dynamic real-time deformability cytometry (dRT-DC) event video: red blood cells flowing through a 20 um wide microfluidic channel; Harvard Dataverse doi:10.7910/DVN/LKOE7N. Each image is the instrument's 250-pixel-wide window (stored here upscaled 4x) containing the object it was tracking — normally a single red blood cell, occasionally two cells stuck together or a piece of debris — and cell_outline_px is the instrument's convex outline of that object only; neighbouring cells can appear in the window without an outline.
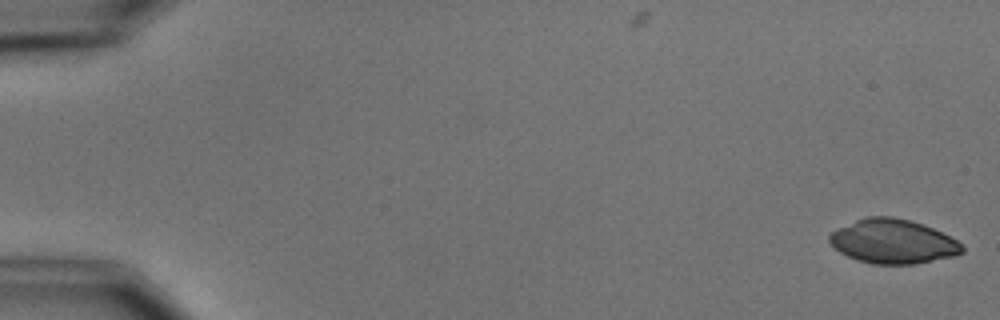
{"species": "common noctule bat (a hibernating species)", "species_latin": "Nyctalus noctula", "temperature_condition": "cold", "stored_images_in_passage": 5, "camera_frame_rate_fps": 3000, "um_per_image_px": 0.085, "animal": {"sex": "male", "body_mass_g": 15.6}, "frame": {"image": 1, "passage_image": 1, "time_ms": 0.0, "image_size_px": [1000, 320], "cell_outline_px": [[964, 252], [956, 256], [916, 264], [872, 264], [856, 260], [840, 252], [828, 240], [828, 236], [832, 232], [856, 220], [868, 216], [892, 216], [924, 224], [956, 240], [964, 248]], "centroid_in_image_um": [75.92, 20.54], "position_along_channel_um": 9.1, "area_um2": 34.04}}